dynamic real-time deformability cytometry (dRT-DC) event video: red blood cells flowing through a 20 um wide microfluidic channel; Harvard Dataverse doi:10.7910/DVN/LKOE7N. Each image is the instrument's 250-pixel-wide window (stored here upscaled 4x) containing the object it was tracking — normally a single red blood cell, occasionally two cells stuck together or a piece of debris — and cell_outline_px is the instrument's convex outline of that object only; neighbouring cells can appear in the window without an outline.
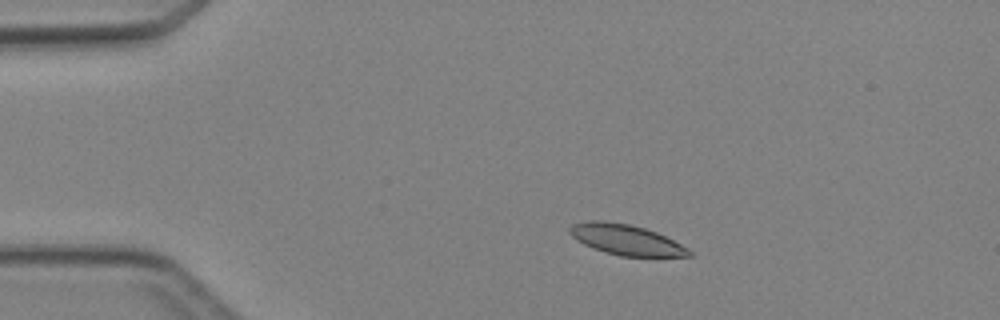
{"species": "Egyptian fruit bat (a non-hibernating species)", "species_latin": "Rousettus aegyptiacus", "temperature_condition": "cold", "stored_images_in_passage": 5, "camera_frame_rate_fps": 3000, "um_per_image_px": 0.085, "animal": {"sex": "female"}, "frame": {"image": 1, "passage_image": 3, "time_ms": 2.333, "image_size_px": [1000, 320], "cell_outline_px": [[692, 256], [620, 256], [604, 252], [592, 248], [576, 240], [568, 232], [568, 228], [572, 224], [588, 220], [604, 220], [628, 224], [644, 228], [656, 232], [688, 248], [692, 252]], "centroid_in_image_um": [53.15, 20.37], "position_along_channel_um": 31.8, "area_um2": 21.15}}
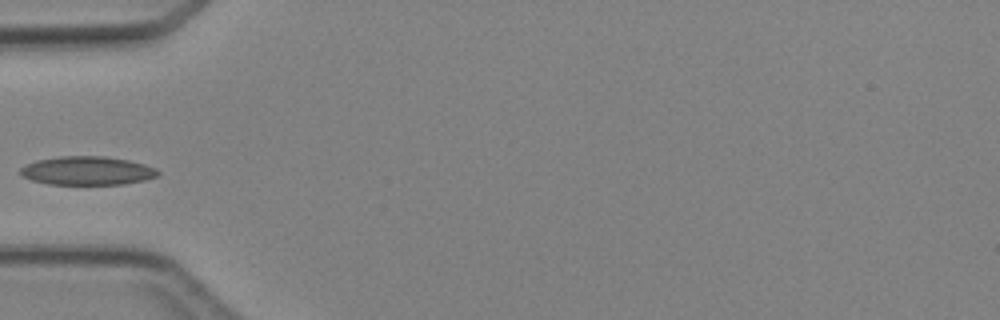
{"frame": {"image": 2, "passage_image": 5, "time_ms": 4.667, "image_size_px": [1000, 320], "cell_outline_px": [[160, 172], [156, 176], [144, 180], [124, 184], [48, 184], [32, 180], [24, 176], [20, 172], [20, 168], [24, 164], [36, 160], [60, 156], [104, 156], [128, 160], [144, 164], [156, 168]], "centroid_in_image_um": [7.4, 14.5], "position_along_channel_um": 77.6, "area_um2": 22.89}}